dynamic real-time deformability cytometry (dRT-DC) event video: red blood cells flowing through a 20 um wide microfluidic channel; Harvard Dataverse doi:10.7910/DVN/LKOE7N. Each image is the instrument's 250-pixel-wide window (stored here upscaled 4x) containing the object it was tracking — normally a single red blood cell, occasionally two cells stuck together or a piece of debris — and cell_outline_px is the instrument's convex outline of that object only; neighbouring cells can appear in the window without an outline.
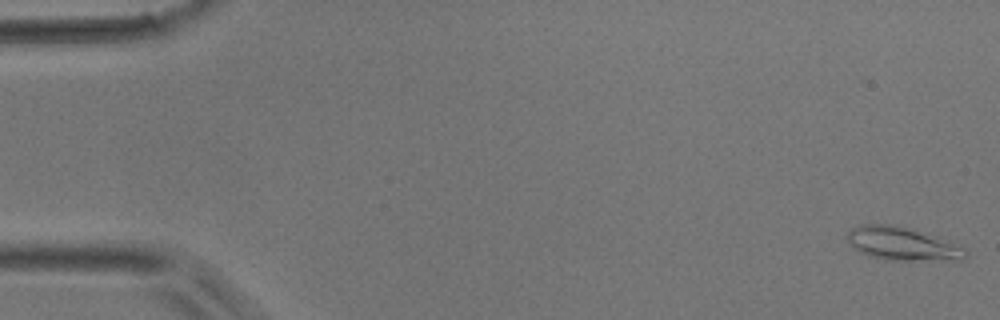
{"species": "common noctule bat (a hibernating species)", "species_latin": "Nyctalus noctula", "temperature_condition": "room temperature", "stored_images_in_passage": 14, "camera_frame_rate_fps": 3000, "um_per_image_px": 0.085, "animal": {"sex": "male", "body_mass_g": 17.9}, "frame": {"image": 1, "passage_image": 1, "time_ms": 0.0, "image_size_px": [1000, 320], "cell_outline_px": [[968, 256], [964, 260], [888, 260], [868, 256], [860, 252], [844, 236], [852, 228], [860, 224], [892, 224], [936, 236], [964, 248], [968, 252]], "centroid_in_image_um": [76.7, 20.73], "position_along_channel_um": 8.3, "area_um2": 22.83}}